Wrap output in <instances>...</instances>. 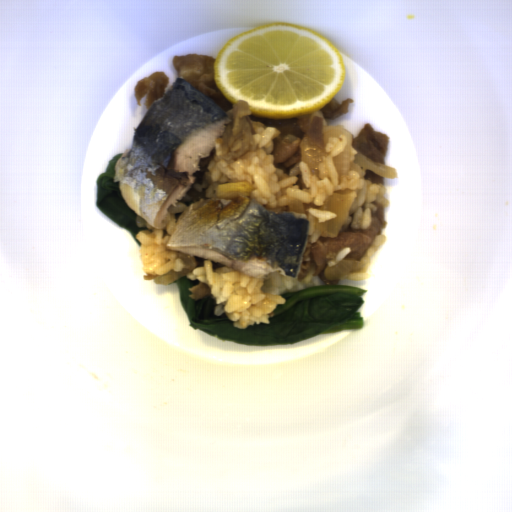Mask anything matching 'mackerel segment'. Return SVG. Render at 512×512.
<instances>
[{"instance_id":"14911b7f","label":"mackerel segment","mask_w":512,"mask_h":512,"mask_svg":"<svg viewBox=\"0 0 512 512\" xmlns=\"http://www.w3.org/2000/svg\"><path fill=\"white\" fill-rule=\"evenodd\" d=\"M231 120L216 100L178 77L149 107L115 163L113 180L129 208L163 229L169 207L195 184L202 158L216 148Z\"/></svg>"},{"instance_id":"c1d32c5f","label":"mackerel segment","mask_w":512,"mask_h":512,"mask_svg":"<svg viewBox=\"0 0 512 512\" xmlns=\"http://www.w3.org/2000/svg\"><path fill=\"white\" fill-rule=\"evenodd\" d=\"M309 236L306 213L267 209L254 198H202L183 210L166 248L263 279H296Z\"/></svg>"}]
</instances>
